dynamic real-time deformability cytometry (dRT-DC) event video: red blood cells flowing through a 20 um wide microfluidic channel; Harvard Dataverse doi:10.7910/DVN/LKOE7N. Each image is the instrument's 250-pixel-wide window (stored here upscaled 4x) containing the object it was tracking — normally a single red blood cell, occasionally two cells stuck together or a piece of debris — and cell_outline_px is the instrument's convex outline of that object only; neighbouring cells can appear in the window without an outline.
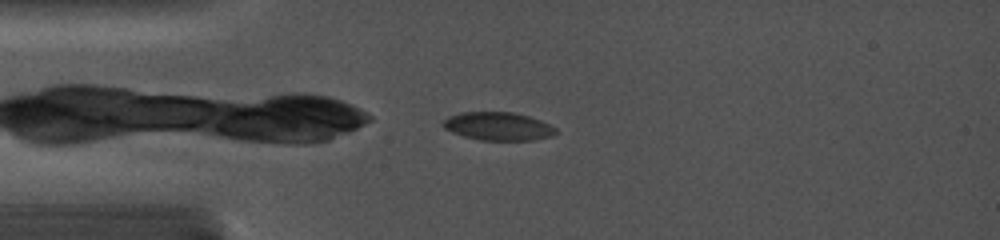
{"species": "common noctule bat (a hibernating species)", "species_latin": "Nyctalus noctula", "temperature_condition": "cold", "stored_images_in_passage": 16, "camera_frame_rate_fps": 5000, "um_per_image_px": 0.085, "animal": {"sex": "female", "body_mass_g": 19.0, "forearm_length_mm": 56.7}, "frame": {"image": 1, "passage_image": 1, "time_ms": 0.0, "image_size_px": [1000, 240], "cell_outline_px": [[560, 132], [552, 136], [532, 140], [480, 140], [464, 136], [452, 132], [444, 128], [440, 124], [448, 116], [460, 112], [512, 112], [528, 116], [540, 120], [556, 128]], "centroid_in_image_um": [42.33, 10.73], "position_along_channel_um": 42.7, "area_um2": 18.61}}
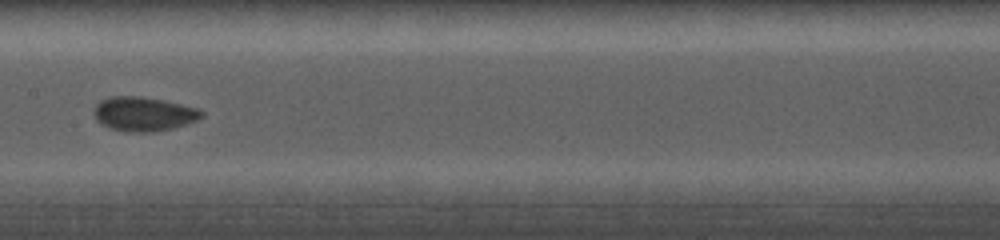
{"frame": {"image": 2, "passage_image": 7, "time_ms": 4.4, "image_size_px": [1000, 240], "cell_outline_px": [[204, 116], [200, 120], [172, 128], [152, 132], [128, 132], [112, 128], [100, 124], [96, 120], [92, 112], [96, 104], [100, 100], [112, 96], [140, 96], [164, 100], [196, 108], [204, 112]], "centroid_in_image_um": [12.2, 9.68], "position_along_channel_um": 195.2, "area_um2": 21.62}}
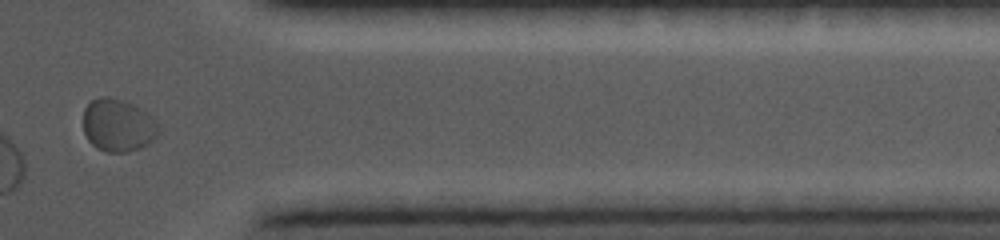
{"frame": {"image": 3, "passage_image": 14, "time_ms": 9.8, "image_size_px": [1000, 240], "cell_outline_px": [[156, 136], [148, 144], [140, 148], [128, 152], [108, 152], [96, 148], [88, 140], [84, 132], [84, 108], [92, 100], [100, 96], [108, 96], [132, 104], [148, 112], [156, 120]], "centroid_in_image_um": [10.01, 10.65], "position_along_channel_um": 401.4, "area_um2": 23.0}}